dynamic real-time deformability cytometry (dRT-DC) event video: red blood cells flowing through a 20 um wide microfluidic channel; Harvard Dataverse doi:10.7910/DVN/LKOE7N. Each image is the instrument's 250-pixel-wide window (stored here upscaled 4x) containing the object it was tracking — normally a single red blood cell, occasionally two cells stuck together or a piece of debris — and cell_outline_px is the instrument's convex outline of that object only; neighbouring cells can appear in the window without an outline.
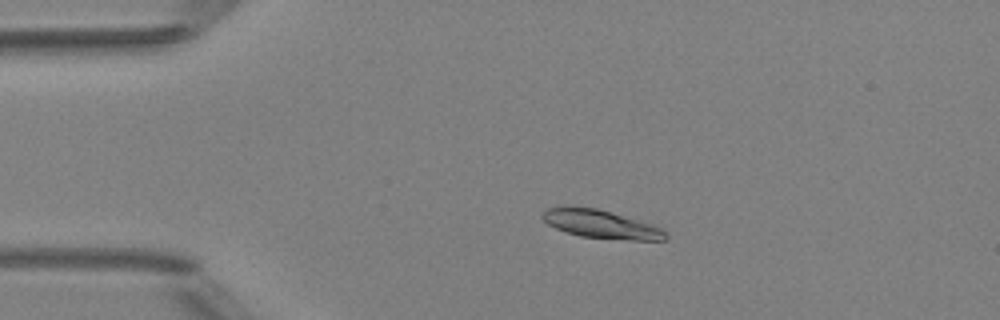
{"species": "Egyptian fruit bat (a non-hibernating species)", "species_latin": "Rousettus aegyptiacus", "temperature_condition": "room temperature", "stored_images_in_passage": 5, "camera_frame_rate_fps": 3000, "um_per_image_px": 0.085, "animal": {"sex": "female"}, "frame": {"image": 1, "passage_image": 3, "time_ms": 2.333, "image_size_px": [1000, 320], "cell_outline_px": [[668, 240], [628, 240], [580, 236], [556, 228], [548, 224], [540, 216], [548, 208], [560, 204], [564, 204], [596, 208], [652, 224], [660, 228], [668, 236]], "centroid_in_image_um": [51.03, 19.03], "position_along_channel_um": 34.0, "area_um2": 20.4}}
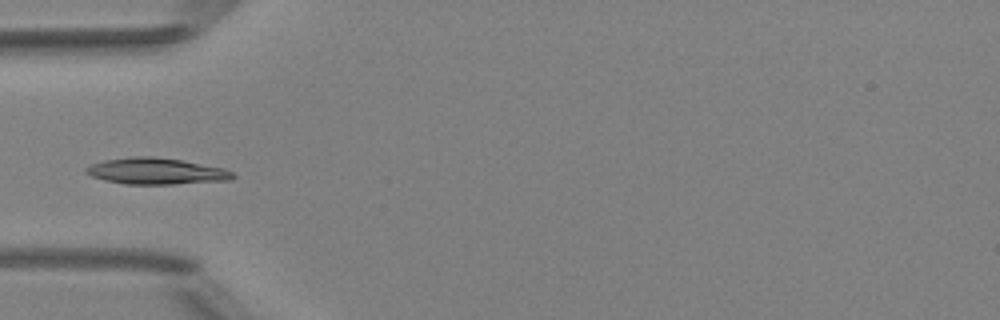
{"frame": {"image": 2, "passage_image": 5, "time_ms": 4.333, "image_size_px": [1000, 320], "cell_outline_px": [[236, 176], [232, 180], [172, 184], [124, 184], [104, 180], [92, 176], [84, 172], [84, 168], [92, 164], [104, 160], [132, 156], [156, 156], [180, 160], [224, 168], [232, 172]], "centroid_in_image_um": [13.26, 14.55], "position_along_channel_um": 71.7, "area_um2": 22.6}}